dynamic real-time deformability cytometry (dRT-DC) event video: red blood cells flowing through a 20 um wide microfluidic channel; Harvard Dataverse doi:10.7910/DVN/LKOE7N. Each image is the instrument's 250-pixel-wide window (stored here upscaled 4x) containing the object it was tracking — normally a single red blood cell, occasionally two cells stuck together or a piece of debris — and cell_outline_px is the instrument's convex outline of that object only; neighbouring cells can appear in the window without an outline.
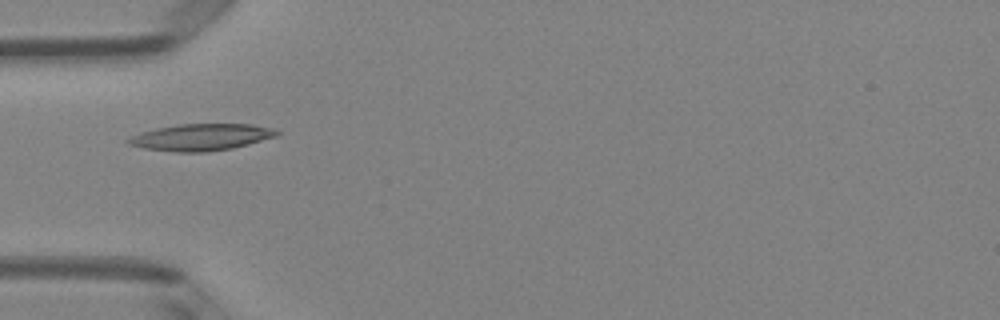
{"species": "Egyptian fruit bat (a non-hibernating species)", "species_latin": "Rousettus aegyptiacus", "temperature_condition": "room temperature", "stored_images_in_passage": 6, "camera_frame_rate_fps": 3000, "um_per_image_px": 0.085, "animal": {"sex": "female"}, "frame": {"image": 1, "passage_image": 5, "time_ms": 1.333, "image_size_px": [1000, 320], "cell_outline_px": [[280, 132], [276, 136], [248, 144], [232, 148], [204, 152], [176, 152], [144, 148], [128, 144], [124, 140], [140, 132], [156, 128], [180, 124], [252, 124], [272, 128]], "centroid_in_image_um": [17.06, 11.66], "position_along_channel_um": 67.9, "area_um2": 23.0}}
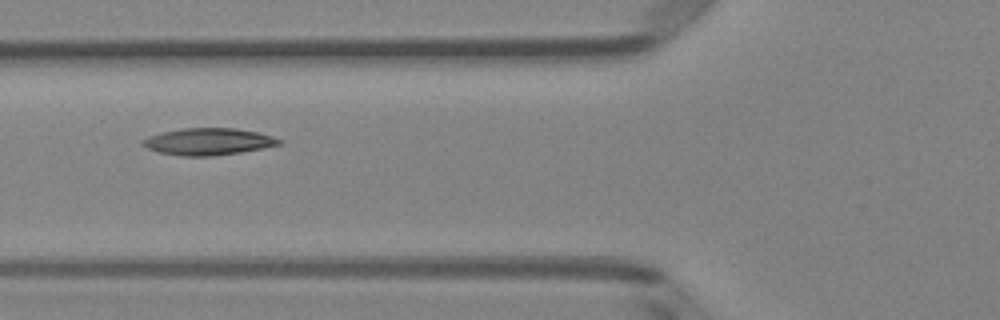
{"frame": {"image": 2, "passage_image": 6, "time_ms": 1.667, "image_size_px": [1000, 320], "cell_outline_px": [[284, 144], [240, 152], [212, 156], [180, 156], [160, 152], [148, 148], [140, 144], [140, 140], [148, 136], [160, 132], [180, 128], [236, 128], [256, 132], [272, 136], [284, 140]], "centroid_in_image_um": [17.69, 12.03], "position_along_channel_um": 108.1, "area_um2": 21.56}}